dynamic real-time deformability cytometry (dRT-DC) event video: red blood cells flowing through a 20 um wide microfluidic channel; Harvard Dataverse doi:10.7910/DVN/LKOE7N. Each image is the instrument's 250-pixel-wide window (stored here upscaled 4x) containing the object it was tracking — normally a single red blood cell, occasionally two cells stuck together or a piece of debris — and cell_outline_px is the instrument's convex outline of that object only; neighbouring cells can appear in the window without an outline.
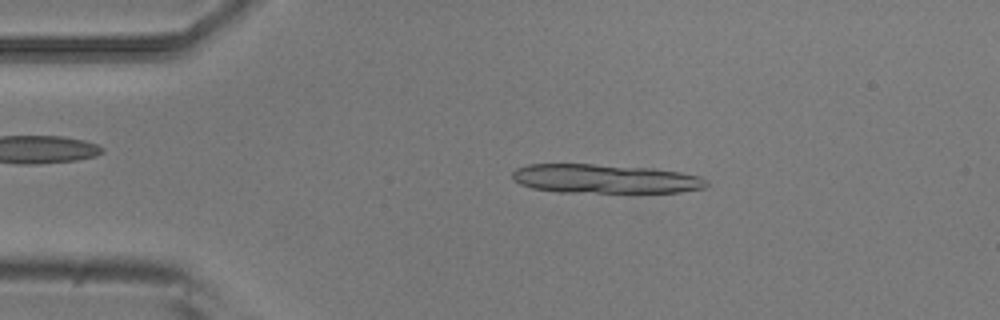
{"species": "common noctule bat (a hibernating species)", "species_latin": "Nyctalus noctula", "temperature_condition": "room temperature", "stored_images_in_passage": 3, "camera_frame_rate_fps": 3000, "um_per_image_px": 0.085, "animal": {"sex": "male", "body_mass_g": 20.5, "forearm_length_mm": 52.5}, "frame": {"image": 1, "passage_image": 1, "time_ms": 0.0, "image_size_px": [1000, 320], "cell_outline_px": [[708, 184], [704, 188], [680, 192], [560, 192], [532, 188], [520, 184], [512, 180], [512, 172], [516, 168], [528, 164], [592, 164], [652, 168], [680, 172], [700, 176], [708, 180]], "centroid_in_image_um": [51.41, 15.19], "position_along_channel_um": 33.6, "area_um2": 32.95}}
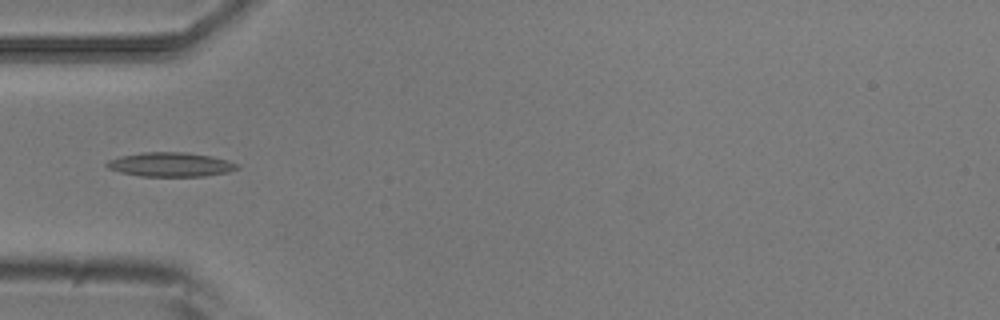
{"frame": {"image": 2, "passage_image": 3, "time_ms": 0.667, "image_size_px": [1000, 320], "cell_outline_px": [[240, 168], [228, 172], [204, 176], [140, 176], [120, 172], [108, 168], [104, 164], [108, 160], [120, 156], [140, 152], [188, 152], [212, 156], [228, 160], [240, 164]], "centroid_in_image_um": [14.52, 13.97], "position_along_channel_um": 70.5, "area_um2": 18.61}}